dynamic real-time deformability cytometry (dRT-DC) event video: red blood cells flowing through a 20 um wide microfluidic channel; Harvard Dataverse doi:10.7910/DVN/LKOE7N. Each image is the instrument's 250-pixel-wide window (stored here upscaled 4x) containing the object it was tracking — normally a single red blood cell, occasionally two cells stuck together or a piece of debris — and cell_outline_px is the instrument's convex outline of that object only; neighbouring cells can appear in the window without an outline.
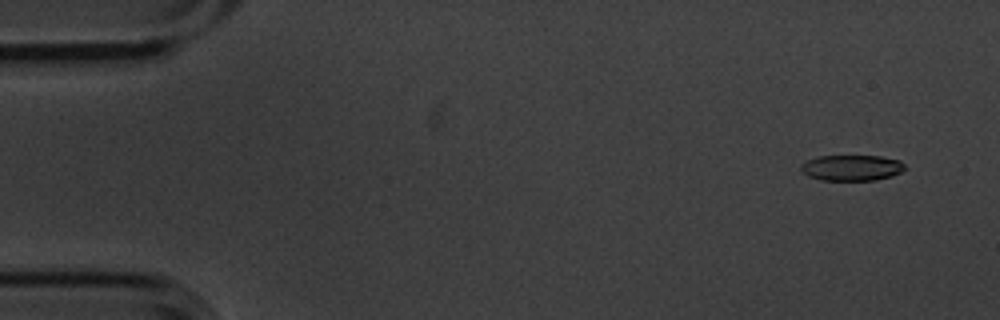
{"species": "common noctule bat (a hibernating species)", "species_latin": "Nyctalus noctula", "temperature_condition": "cold", "stored_images_in_passage": 9, "camera_frame_rate_fps": 3000, "um_per_image_px": 0.085, "animal": {"sex": "male", "body_mass_g": 20.1, "forearm_length_mm": 53.5}, "frame": {"image": 1, "passage_image": 2, "time_ms": 0.333, "image_size_px": [1000, 320], "cell_outline_px": [[904, 168], [900, 172], [892, 176], [876, 180], [820, 180], [808, 176], [800, 172], [800, 164], [808, 160], [820, 156], [880, 156], [900, 160], [904, 164]], "centroid_in_image_um": [72.36, 14.26], "position_along_channel_um": 12.6, "area_um2": 15.66}}
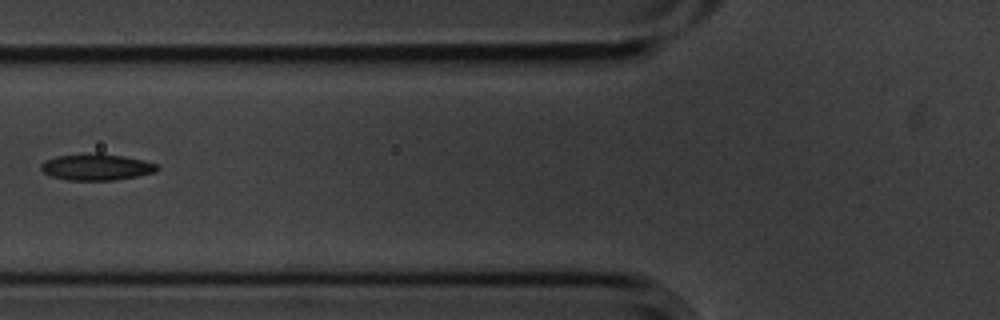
{"frame": {"image": 2, "passage_image": 7, "time_ms": 2.0, "image_size_px": [1000, 320], "cell_outline_px": [[160, 168], [156, 172], [116, 180], [68, 180], [52, 176], [44, 172], [40, 168], [40, 164], [44, 160], [56, 156], [96, 152], [100, 152], [124, 156], [144, 160], [156, 164]], "centroid_in_image_um": [8.2, 14.18], "position_along_channel_um": 117.6, "area_um2": 18.09}}
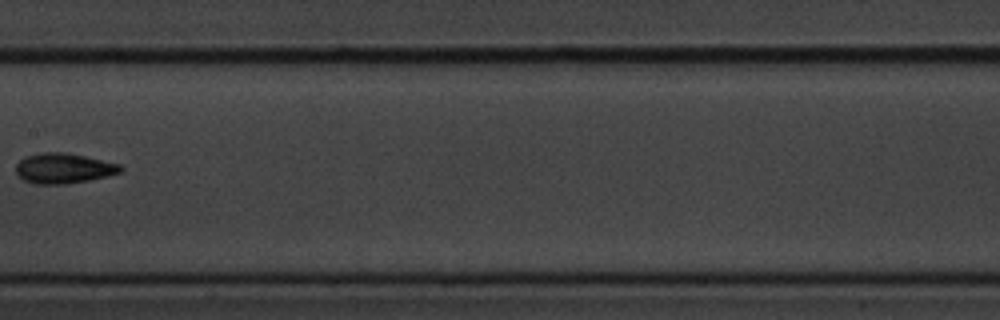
{"frame": {"image": 3, "passage_image": 9, "time_ms": 2.667, "image_size_px": [1000, 320], "cell_outline_px": [[124, 168], [120, 172], [108, 176], [88, 180], [64, 184], [36, 184], [24, 180], [16, 176], [16, 164], [24, 156], [40, 152], [68, 152], [120, 164]], "centroid_in_image_um": [5.38, 14.29], "position_along_channel_um": 202.0, "area_um2": 18.61}}